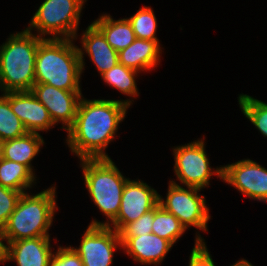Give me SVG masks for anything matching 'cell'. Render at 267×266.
<instances>
[{
	"label": "cell",
	"instance_id": "52a82bcc",
	"mask_svg": "<svg viewBox=\"0 0 267 266\" xmlns=\"http://www.w3.org/2000/svg\"><path fill=\"white\" fill-rule=\"evenodd\" d=\"M202 189L195 187L183 188L175 181H169L166 198L159 195L158 204L172 213L184 226H194L197 230L208 231L209 208L206 206L205 196L200 195Z\"/></svg>",
	"mask_w": 267,
	"mask_h": 266
},
{
	"label": "cell",
	"instance_id": "83f0119b",
	"mask_svg": "<svg viewBox=\"0 0 267 266\" xmlns=\"http://www.w3.org/2000/svg\"><path fill=\"white\" fill-rule=\"evenodd\" d=\"M49 266H83V262L72 246H59L53 254Z\"/></svg>",
	"mask_w": 267,
	"mask_h": 266
},
{
	"label": "cell",
	"instance_id": "d6986e66",
	"mask_svg": "<svg viewBox=\"0 0 267 266\" xmlns=\"http://www.w3.org/2000/svg\"><path fill=\"white\" fill-rule=\"evenodd\" d=\"M104 35L108 44L117 52L128 47L136 39L127 18L115 20L110 14H102L92 22Z\"/></svg>",
	"mask_w": 267,
	"mask_h": 266
},
{
	"label": "cell",
	"instance_id": "7a4b0ae2",
	"mask_svg": "<svg viewBox=\"0 0 267 266\" xmlns=\"http://www.w3.org/2000/svg\"><path fill=\"white\" fill-rule=\"evenodd\" d=\"M74 39L44 38L38 46L35 83L66 91H81V59Z\"/></svg>",
	"mask_w": 267,
	"mask_h": 266
},
{
	"label": "cell",
	"instance_id": "4316f807",
	"mask_svg": "<svg viewBox=\"0 0 267 266\" xmlns=\"http://www.w3.org/2000/svg\"><path fill=\"white\" fill-rule=\"evenodd\" d=\"M153 220L154 209L140 216L136 221L127 224L119 232V236H141L152 233Z\"/></svg>",
	"mask_w": 267,
	"mask_h": 266
},
{
	"label": "cell",
	"instance_id": "44dd1931",
	"mask_svg": "<svg viewBox=\"0 0 267 266\" xmlns=\"http://www.w3.org/2000/svg\"><path fill=\"white\" fill-rule=\"evenodd\" d=\"M186 230L185 226L172 213L164 210L159 204L154 208L152 233L174 245Z\"/></svg>",
	"mask_w": 267,
	"mask_h": 266
},
{
	"label": "cell",
	"instance_id": "ba28073f",
	"mask_svg": "<svg viewBox=\"0 0 267 266\" xmlns=\"http://www.w3.org/2000/svg\"><path fill=\"white\" fill-rule=\"evenodd\" d=\"M203 140L205 139L173 148L174 172L177 180L184 185L183 187L203 189L209 187L211 176L217 175L222 179V167L214 170L210 166Z\"/></svg>",
	"mask_w": 267,
	"mask_h": 266
},
{
	"label": "cell",
	"instance_id": "d4e9b609",
	"mask_svg": "<svg viewBox=\"0 0 267 266\" xmlns=\"http://www.w3.org/2000/svg\"><path fill=\"white\" fill-rule=\"evenodd\" d=\"M127 19L137 39L159 41L156 37L157 19L151 7L143 6Z\"/></svg>",
	"mask_w": 267,
	"mask_h": 266
},
{
	"label": "cell",
	"instance_id": "8fae6325",
	"mask_svg": "<svg viewBox=\"0 0 267 266\" xmlns=\"http://www.w3.org/2000/svg\"><path fill=\"white\" fill-rule=\"evenodd\" d=\"M222 167V180L250 199L267 203V169L250 159Z\"/></svg>",
	"mask_w": 267,
	"mask_h": 266
},
{
	"label": "cell",
	"instance_id": "6da1fadb",
	"mask_svg": "<svg viewBox=\"0 0 267 266\" xmlns=\"http://www.w3.org/2000/svg\"><path fill=\"white\" fill-rule=\"evenodd\" d=\"M132 101L87 100L82 96L74 124L66 131V143L71 152L79 159L110 158L104 150L115 139Z\"/></svg>",
	"mask_w": 267,
	"mask_h": 266
},
{
	"label": "cell",
	"instance_id": "8992f818",
	"mask_svg": "<svg viewBox=\"0 0 267 266\" xmlns=\"http://www.w3.org/2000/svg\"><path fill=\"white\" fill-rule=\"evenodd\" d=\"M87 0H44L26 28L53 39H77L81 11ZM34 28V29H33Z\"/></svg>",
	"mask_w": 267,
	"mask_h": 266
},
{
	"label": "cell",
	"instance_id": "5bb4252c",
	"mask_svg": "<svg viewBox=\"0 0 267 266\" xmlns=\"http://www.w3.org/2000/svg\"><path fill=\"white\" fill-rule=\"evenodd\" d=\"M122 249L140 264L159 265L173 245L154 233L141 236H120Z\"/></svg>",
	"mask_w": 267,
	"mask_h": 266
},
{
	"label": "cell",
	"instance_id": "7402d4cb",
	"mask_svg": "<svg viewBox=\"0 0 267 266\" xmlns=\"http://www.w3.org/2000/svg\"><path fill=\"white\" fill-rule=\"evenodd\" d=\"M138 73L140 72L125 67L118 62L113 68L102 74L101 77L107 85L109 84L108 86L114 87L126 96L136 98L139 96L135 79Z\"/></svg>",
	"mask_w": 267,
	"mask_h": 266
},
{
	"label": "cell",
	"instance_id": "484cf974",
	"mask_svg": "<svg viewBox=\"0 0 267 266\" xmlns=\"http://www.w3.org/2000/svg\"><path fill=\"white\" fill-rule=\"evenodd\" d=\"M22 194L21 191L0 185V230L6 225Z\"/></svg>",
	"mask_w": 267,
	"mask_h": 266
},
{
	"label": "cell",
	"instance_id": "9a60e30c",
	"mask_svg": "<svg viewBox=\"0 0 267 266\" xmlns=\"http://www.w3.org/2000/svg\"><path fill=\"white\" fill-rule=\"evenodd\" d=\"M81 37L82 49L78 47V50L82 72L85 68L84 53H87L90 60L95 64L100 76L119 62L118 52L108 44L103 33L93 23L83 31Z\"/></svg>",
	"mask_w": 267,
	"mask_h": 266
},
{
	"label": "cell",
	"instance_id": "ac0fdd59",
	"mask_svg": "<svg viewBox=\"0 0 267 266\" xmlns=\"http://www.w3.org/2000/svg\"><path fill=\"white\" fill-rule=\"evenodd\" d=\"M44 144L40 133L28 132L22 137L4 141L3 158L25 165L35 175L31 161L38 155Z\"/></svg>",
	"mask_w": 267,
	"mask_h": 266
},
{
	"label": "cell",
	"instance_id": "277c9868",
	"mask_svg": "<svg viewBox=\"0 0 267 266\" xmlns=\"http://www.w3.org/2000/svg\"><path fill=\"white\" fill-rule=\"evenodd\" d=\"M56 198L54 186L35 195L23 193L1 230L6 244L16 240L50 237L49 229L58 209Z\"/></svg>",
	"mask_w": 267,
	"mask_h": 266
},
{
	"label": "cell",
	"instance_id": "f1b7e54d",
	"mask_svg": "<svg viewBox=\"0 0 267 266\" xmlns=\"http://www.w3.org/2000/svg\"><path fill=\"white\" fill-rule=\"evenodd\" d=\"M4 236L1 233L0 230V263L4 264L6 261V256H7V244H4Z\"/></svg>",
	"mask_w": 267,
	"mask_h": 266
},
{
	"label": "cell",
	"instance_id": "603a6c76",
	"mask_svg": "<svg viewBox=\"0 0 267 266\" xmlns=\"http://www.w3.org/2000/svg\"><path fill=\"white\" fill-rule=\"evenodd\" d=\"M22 121L10 107V92L0 96V137L5 141L26 135Z\"/></svg>",
	"mask_w": 267,
	"mask_h": 266
},
{
	"label": "cell",
	"instance_id": "f546056e",
	"mask_svg": "<svg viewBox=\"0 0 267 266\" xmlns=\"http://www.w3.org/2000/svg\"><path fill=\"white\" fill-rule=\"evenodd\" d=\"M231 266H253V265L249 261L243 258L241 260H238L235 264Z\"/></svg>",
	"mask_w": 267,
	"mask_h": 266
},
{
	"label": "cell",
	"instance_id": "e0dca14e",
	"mask_svg": "<svg viewBox=\"0 0 267 266\" xmlns=\"http://www.w3.org/2000/svg\"><path fill=\"white\" fill-rule=\"evenodd\" d=\"M160 41L135 39L118 52L119 63L138 72L150 71L158 66L161 52Z\"/></svg>",
	"mask_w": 267,
	"mask_h": 266
},
{
	"label": "cell",
	"instance_id": "7c38bea8",
	"mask_svg": "<svg viewBox=\"0 0 267 266\" xmlns=\"http://www.w3.org/2000/svg\"><path fill=\"white\" fill-rule=\"evenodd\" d=\"M35 97L47 108L54 124L62 123L67 131L75 121L81 91H66L48 84L35 83L31 89Z\"/></svg>",
	"mask_w": 267,
	"mask_h": 266
},
{
	"label": "cell",
	"instance_id": "9c48e42d",
	"mask_svg": "<svg viewBox=\"0 0 267 266\" xmlns=\"http://www.w3.org/2000/svg\"><path fill=\"white\" fill-rule=\"evenodd\" d=\"M122 247L119 233L109 226L89 225L79 247H72L83 266H111L117 248Z\"/></svg>",
	"mask_w": 267,
	"mask_h": 266
},
{
	"label": "cell",
	"instance_id": "4fadbf2b",
	"mask_svg": "<svg viewBox=\"0 0 267 266\" xmlns=\"http://www.w3.org/2000/svg\"><path fill=\"white\" fill-rule=\"evenodd\" d=\"M10 107L29 133L47 131L55 125L47 108L31 91L10 92Z\"/></svg>",
	"mask_w": 267,
	"mask_h": 266
},
{
	"label": "cell",
	"instance_id": "2e32d148",
	"mask_svg": "<svg viewBox=\"0 0 267 266\" xmlns=\"http://www.w3.org/2000/svg\"><path fill=\"white\" fill-rule=\"evenodd\" d=\"M50 246V237L9 242L6 261H14L17 266H49L54 254Z\"/></svg>",
	"mask_w": 267,
	"mask_h": 266
},
{
	"label": "cell",
	"instance_id": "ffe728a7",
	"mask_svg": "<svg viewBox=\"0 0 267 266\" xmlns=\"http://www.w3.org/2000/svg\"><path fill=\"white\" fill-rule=\"evenodd\" d=\"M35 181V175L25 165L4 158L0 161L1 186L26 193Z\"/></svg>",
	"mask_w": 267,
	"mask_h": 266
},
{
	"label": "cell",
	"instance_id": "4dcf8cb0",
	"mask_svg": "<svg viewBox=\"0 0 267 266\" xmlns=\"http://www.w3.org/2000/svg\"><path fill=\"white\" fill-rule=\"evenodd\" d=\"M4 140L0 137V161L3 159Z\"/></svg>",
	"mask_w": 267,
	"mask_h": 266
},
{
	"label": "cell",
	"instance_id": "30bf717a",
	"mask_svg": "<svg viewBox=\"0 0 267 266\" xmlns=\"http://www.w3.org/2000/svg\"><path fill=\"white\" fill-rule=\"evenodd\" d=\"M159 194L147 183L127 179L123 189L117 218L109 225L118 233L129 223L154 209L158 205ZM113 225V226H112Z\"/></svg>",
	"mask_w": 267,
	"mask_h": 266
},
{
	"label": "cell",
	"instance_id": "cb8c5ba5",
	"mask_svg": "<svg viewBox=\"0 0 267 266\" xmlns=\"http://www.w3.org/2000/svg\"><path fill=\"white\" fill-rule=\"evenodd\" d=\"M238 102L244 116L267 138V103L247 94H240Z\"/></svg>",
	"mask_w": 267,
	"mask_h": 266
},
{
	"label": "cell",
	"instance_id": "3957f363",
	"mask_svg": "<svg viewBox=\"0 0 267 266\" xmlns=\"http://www.w3.org/2000/svg\"><path fill=\"white\" fill-rule=\"evenodd\" d=\"M43 39L24 29L11 34L0 46L1 92L31 91L35 84L36 53Z\"/></svg>",
	"mask_w": 267,
	"mask_h": 266
},
{
	"label": "cell",
	"instance_id": "5b68a950",
	"mask_svg": "<svg viewBox=\"0 0 267 266\" xmlns=\"http://www.w3.org/2000/svg\"><path fill=\"white\" fill-rule=\"evenodd\" d=\"M80 163L90 198L107 217L105 223L94 219L89 225L109 226L117 218L128 178L123 176L111 158L80 159Z\"/></svg>",
	"mask_w": 267,
	"mask_h": 266
}]
</instances>
